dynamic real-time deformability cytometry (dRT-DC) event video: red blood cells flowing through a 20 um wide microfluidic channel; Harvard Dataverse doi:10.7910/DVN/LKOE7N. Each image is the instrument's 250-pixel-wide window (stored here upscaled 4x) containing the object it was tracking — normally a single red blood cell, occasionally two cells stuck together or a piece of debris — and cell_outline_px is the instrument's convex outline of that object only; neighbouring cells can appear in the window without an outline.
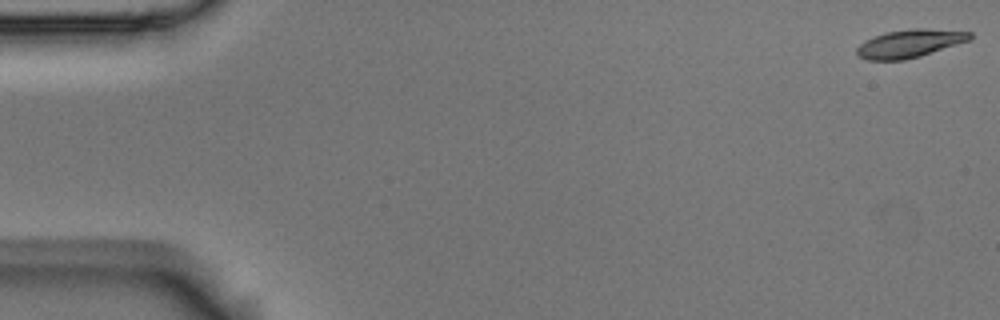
{"species": "Egyptian fruit bat (a non-hibernating species)", "species_latin": "Rousettus aegyptiacus", "temperature_condition": "room temperature", "stored_images_in_passage": 5, "camera_frame_rate_fps": 3000, "um_per_image_px": 0.085, "animal": {"sex": "male"}, "frame": {"image": 1, "passage_image": 1, "time_ms": 0.0, "image_size_px": [1000, 320], "cell_outline_px": [[972, 36], [968, 40], [920, 56], [904, 60], [868, 60], [860, 56], [856, 52], [856, 48], [860, 44], [884, 32], [908, 28], [924, 28], [972, 32]], "centroid_in_image_um": [77.3, 3.69], "position_along_channel_um": 7.7, "area_um2": 18.21}}
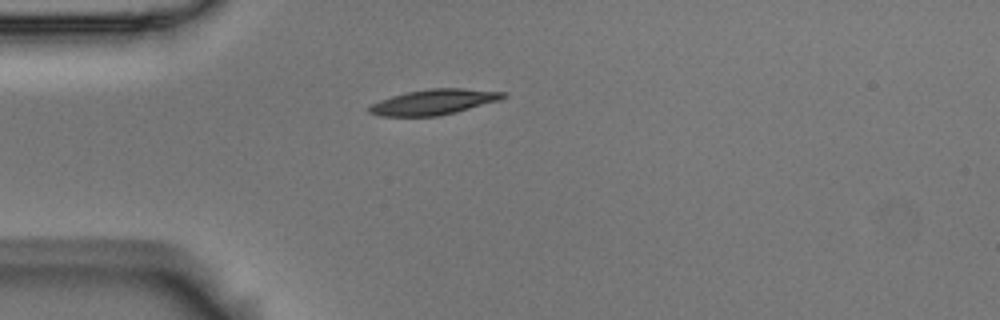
{"frame": {"image": 2, "passage_image": 5, "time_ms": 1.333, "image_size_px": [1000, 320], "cell_outline_px": [[508, 96], [500, 100], [456, 112], [436, 116], [380, 116], [368, 112], [368, 108], [372, 104], [380, 100], [392, 96], [408, 92], [428, 88], [464, 88], [504, 92]], "centroid_in_image_um": [36.89, 8.66], "position_along_channel_um": 48.1, "area_um2": 19.71}}